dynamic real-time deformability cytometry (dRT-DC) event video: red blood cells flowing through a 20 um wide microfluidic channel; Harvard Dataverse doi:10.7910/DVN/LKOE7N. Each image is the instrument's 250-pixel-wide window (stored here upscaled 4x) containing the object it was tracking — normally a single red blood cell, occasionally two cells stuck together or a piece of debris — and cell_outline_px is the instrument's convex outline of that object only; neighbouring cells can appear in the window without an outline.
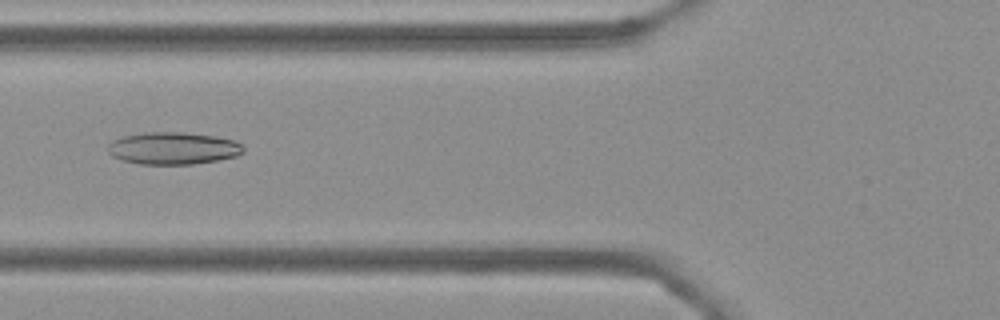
{"species": "Egyptian fruit bat (a non-hibernating species)", "species_latin": "Rousettus aegyptiacus", "temperature_condition": "cold", "stored_images_in_passage": 56, "camera_frame_rate_fps": 3000, "um_per_image_px": 0.085, "frame": {"image": 1, "passage_image": 21, "time_ms": 6.667, "image_size_px": [1000, 320], "cell_outline_px": [[244, 152], [236, 156], [216, 160], [192, 164], [140, 164], [124, 160], [112, 156], [108, 152], [108, 144], [112, 140], [124, 136], [144, 132], [184, 132], [216, 136], [236, 140], [244, 144]], "centroid_in_image_um": [14.75, 12.59], "position_along_channel_um": 111.1, "area_um2": 25.61}}
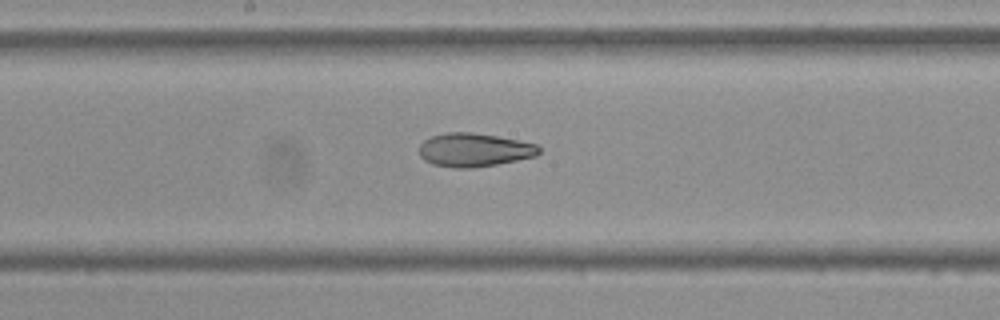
{"frame": {"image": 2, "passage_image": 29, "time_ms": 9.333, "image_size_px": [1000, 320], "cell_outline_px": [[540, 152], [536, 156], [496, 164], [472, 168], [456, 168], [432, 164], [424, 160], [420, 156], [420, 144], [424, 140], [432, 136], [448, 132], [472, 132], [496, 136], [536, 144], [540, 148]], "centroid_in_image_um": [40.29, 12.74], "position_along_channel_um": 207.9, "area_um2": 23.24}}
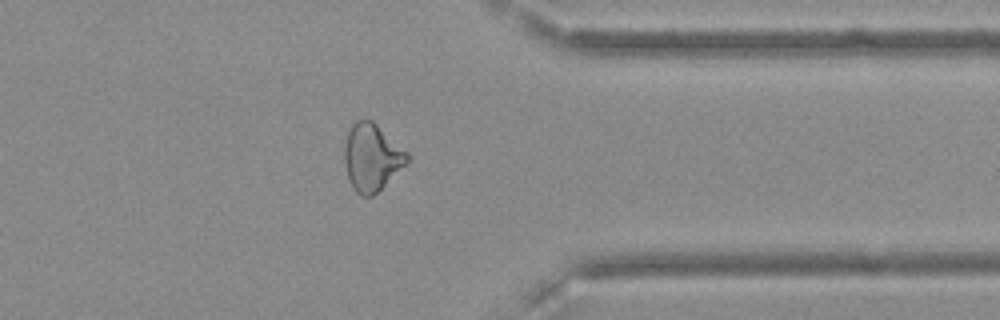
{"frame": {"image": 3, "passage_image": 44, "time_ms": 14.333, "image_size_px": [1000, 320], "cell_outline_px": [[408, 164], [372, 196], [360, 196], [352, 188], [344, 164], [344, 144], [348, 132], [352, 124], [356, 120], [372, 120], [408, 152]], "centroid_in_image_um": [31.6, 13.38], "position_along_channel_um": 379.8, "area_um2": 24.62}, "authors_computed_cell_mechanics": {"area_um2": 26.5013, "velocity_mm_per_s": 3.6089, "shape_relaxation_time_tau1_ms": null, "shape_relaxation_time_tau2_ms": 4.4449, "deformation_change_tau1": null, "deformation_change_tau2": 0.1184}}